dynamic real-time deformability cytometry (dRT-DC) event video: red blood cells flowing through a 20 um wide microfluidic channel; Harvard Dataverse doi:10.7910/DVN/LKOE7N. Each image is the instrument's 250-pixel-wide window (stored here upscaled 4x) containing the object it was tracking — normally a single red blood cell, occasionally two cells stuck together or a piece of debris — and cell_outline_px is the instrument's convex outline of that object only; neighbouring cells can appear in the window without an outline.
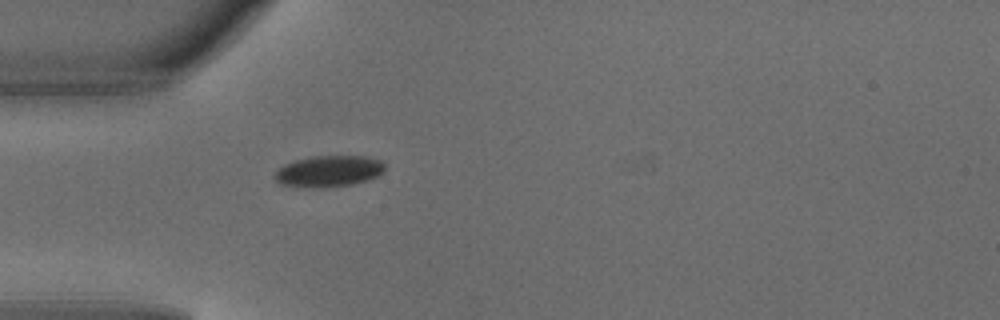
{"species": "common noctule bat (a hibernating species)", "species_latin": "Nyctalus noctula", "temperature_condition": "warm", "stored_images_in_passage": 1, "camera_frame_rate_fps": 3000, "um_per_image_px": 0.085, "animal": {"sex": "male", "body_mass_g": 18.8}, "frame": {"image": 1, "passage_image": 1, "time_ms": 0.0, "image_size_px": [1000, 320], "cell_outline_px": [[384, 172], [368, 180], [352, 184], [280, 184], [272, 176], [284, 164], [296, 160], [312, 156], [368, 156], [380, 160], [384, 164]], "centroid_in_image_um": [28.01, 14.48], "position_along_channel_um": 57.0, "area_um2": 18.96}}